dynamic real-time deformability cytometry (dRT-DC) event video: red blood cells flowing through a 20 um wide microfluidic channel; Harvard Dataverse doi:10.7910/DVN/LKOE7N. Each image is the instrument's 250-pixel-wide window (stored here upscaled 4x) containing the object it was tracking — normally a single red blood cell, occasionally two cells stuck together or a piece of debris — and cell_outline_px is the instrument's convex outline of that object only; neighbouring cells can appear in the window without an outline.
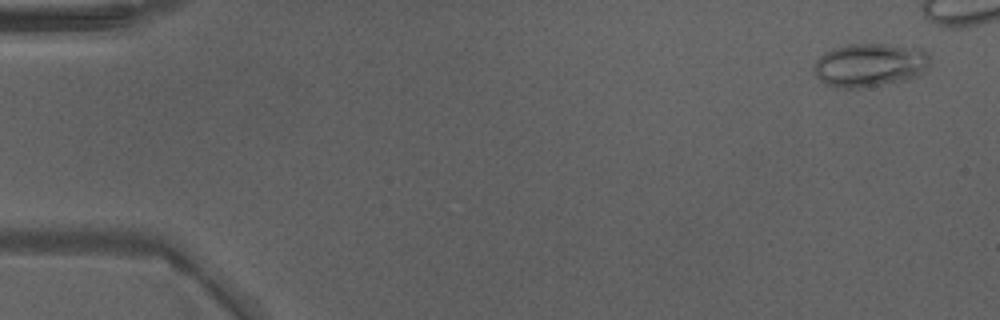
{"species": "Egyptian fruit bat (a non-hibernating species)", "species_latin": "Rousettus aegyptiacus", "temperature_condition": "warm", "stored_images_in_passage": 40, "camera_frame_rate_fps": 3000, "um_per_image_px": 0.085, "animal": {"sex": "male"}, "frame": {"image": 1, "passage_image": 3, "time_ms": 0.667, "image_size_px": [1000, 320], "cell_outline_px": [[932, 64], [916, 76], [908, 80], [860, 88], [836, 88], [824, 84], [812, 72], [812, 64], [824, 52], [832, 48], [848, 44], [884, 44], [920, 48], [928, 56]], "centroid_in_image_um": [73.88, 5.53], "position_along_channel_um": 11.1, "area_um2": 29.82}}
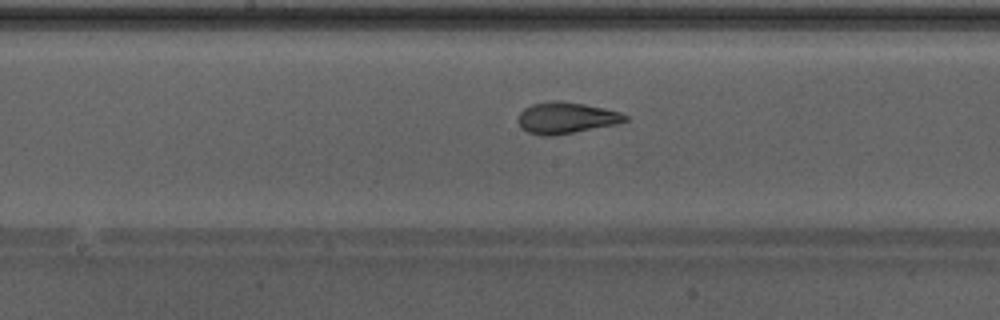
{"frame": {"image": 2, "passage_image": 26, "time_ms": 8.333, "image_size_px": [1000, 320], "cell_outline_px": [[628, 120], [616, 124], [552, 136], [540, 136], [528, 132], [520, 128], [516, 120], [520, 112], [524, 108], [532, 104], [552, 100], [560, 100], [584, 104], [604, 108], [620, 112], [628, 116]], "centroid_in_image_um": [48.07, 10.01], "position_along_channel_um": 200.1, "area_um2": 19.71}}
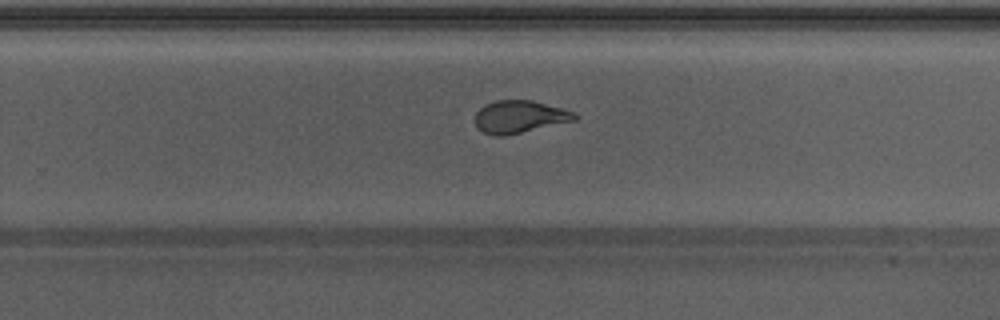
{"frame": {"image": 3, "passage_image": 32, "time_ms": 10.333, "image_size_px": [1000, 320], "cell_outline_px": [[576, 120], [504, 136], [496, 136], [484, 132], [476, 128], [476, 112], [484, 104], [496, 100], [532, 100], [564, 108], [576, 112]], "centroid_in_image_um": [44.17, 9.91], "position_along_channel_um": 285.6, "area_um2": 18.9}}